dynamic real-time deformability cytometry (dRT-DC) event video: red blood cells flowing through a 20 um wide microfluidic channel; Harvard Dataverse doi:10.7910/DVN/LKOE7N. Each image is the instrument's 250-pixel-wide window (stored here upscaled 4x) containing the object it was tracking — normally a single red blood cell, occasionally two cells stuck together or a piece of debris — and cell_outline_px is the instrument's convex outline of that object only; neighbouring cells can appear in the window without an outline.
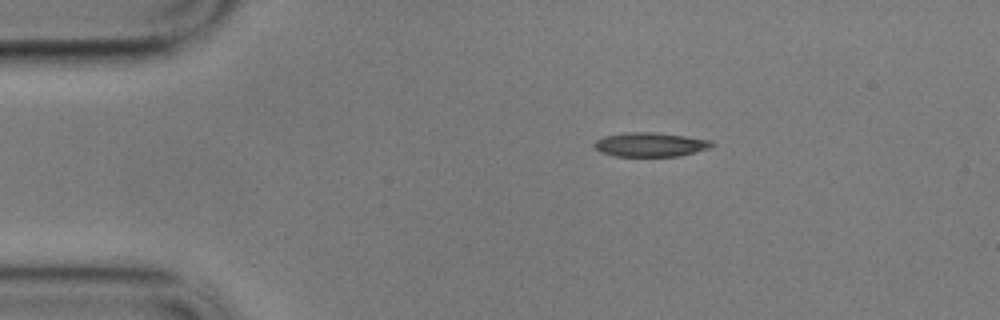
{"species": "common noctule bat (a hibernating species)", "species_latin": "Nyctalus noctula", "temperature_condition": "cold", "stored_images_in_passage": 49, "camera_frame_rate_fps": 3000, "um_per_image_px": 0.085, "animal": {"sex": "male", "body_mass_g": 17.9}, "frame": {"image": 1, "passage_image": 1, "time_ms": 0.0, "image_size_px": [1000, 320], "cell_outline_px": [[716, 144], [708, 148], [680, 156], [616, 156], [600, 152], [592, 144], [596, 140], [604, 136], [624, 132], [656, 132], [712, 140]], "centroid_in_image_um": [55.26, 12.28], "position_along_channel_um": 29.7, "area_um2": 16.59}}
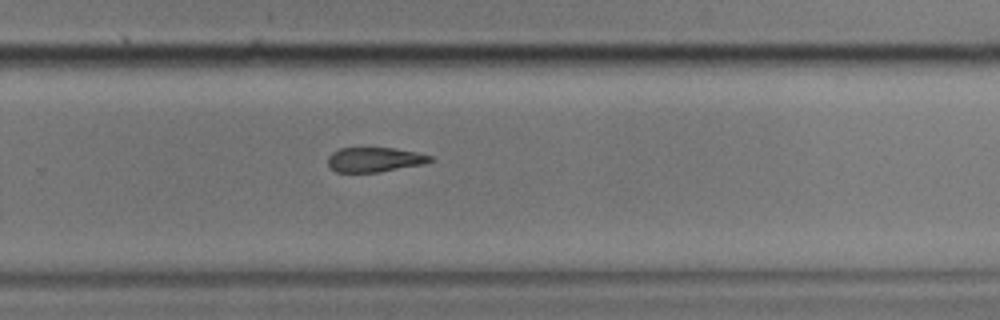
{"frame": {"image": 2, "passage_image": 29, "time_ms": 9.333, "image_size_px": [1000, 320], "cell_outline_px": [[436, 160], [424, 164], [380, 172], [336, 172], [328, 164], [328, 156], [332, 152], [340, 148], [396, 148], [416, 152], [432, 156]], "centroid_in_image_um": [31.88, 13.57], "position_along_channel_um": 297.9, "area_um2": 14.8}}
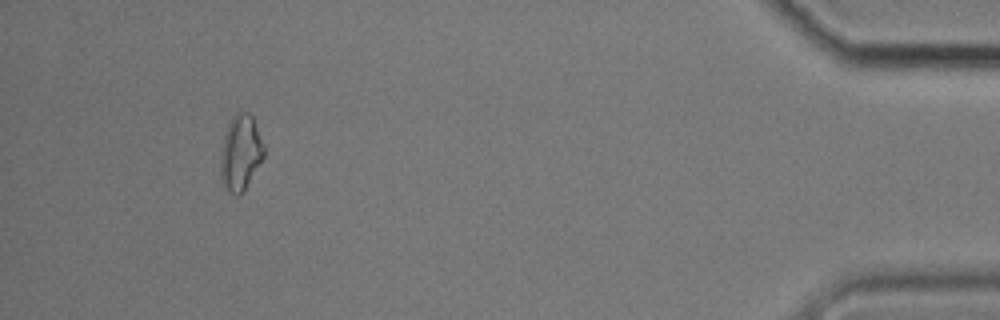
{"frame": {"image": 3, "passage_image": 45, "time_ms": 14.667, "image_size_px": [1000, 320], "cell_outline_px": [[264, 156], [244, 188], [236, 196], [228, 192], [220, 176], [220, 156], [224, 136], [228, 124], [232, 116], [236, 112], [248, 112], [252, 116], [264, 144]], "centroid_in_image_um": [20.43, 12.94], "position_along_channel_um": 414.8, "area_um2": 18.79}, "authors_computed_cell_mechanics": {"area_um2": 16.7042, "velocity_mm_per_s": 3.4124, "shape_relaxation_time_tau1_ms": 8.6806, "shape_relaxation_time_tau2_ms": null, "deformation_change_tau1": 0.1513, "deformation_change_tau2": null}}